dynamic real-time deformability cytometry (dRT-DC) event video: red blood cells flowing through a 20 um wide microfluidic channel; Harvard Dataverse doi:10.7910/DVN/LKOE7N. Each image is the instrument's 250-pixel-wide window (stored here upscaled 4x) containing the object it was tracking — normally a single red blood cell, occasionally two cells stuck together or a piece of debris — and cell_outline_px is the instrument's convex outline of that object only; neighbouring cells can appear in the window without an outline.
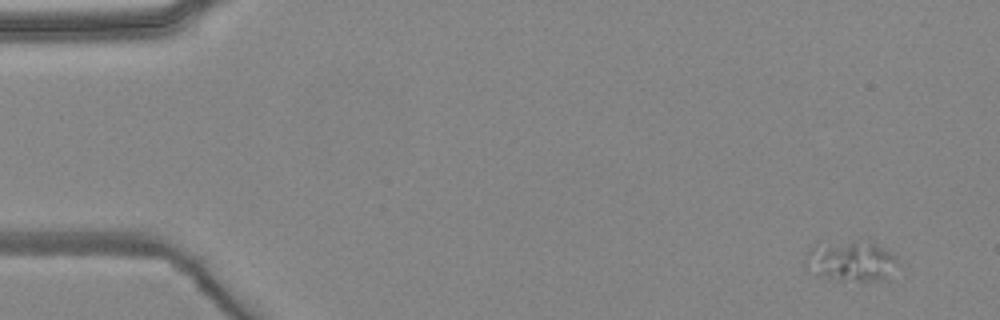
{"species": "common noctule bat (a hibernating species)", "species_latin": "Nyctalus noctula", "temperature_condition": "warm", "stored_images_in_passage": 5, "camera_frame_rate_fps": 3000, "um_per_image_px": 0.085, "animal": {"sex": "female", "body_mass_g": 24.6, "forearm_length_mm": 56.2}, "frame": {"image": 1, "passage_image": 1, "time_ms": 0.0, "image_size_px": [1000, 320], "cell_outline_px": [[900, 264], [884, 280], [836, 280], [816, 276], [804, 264], [804, 256], [808, 248], [852, 240], [872, 240], [896, 256]], "centroid_in_image_um": [72.36, 22.18], "position_along_channel_um": 12.6, "area_um2": 22.08}}
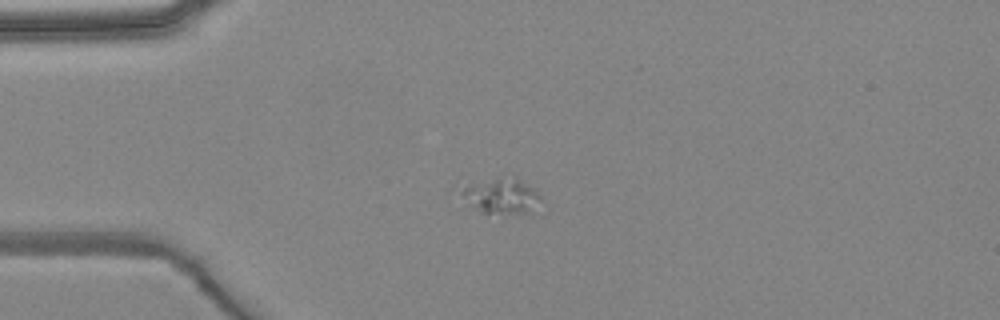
{"frame": {"image": 2, "passage_image": 4, "time_ms": 3.333, "image_size_px": [1000, 320], "cell_outline_px": [[540, 196], [528, 212], [480, 212], [464, 208], [460, 192], [460, 188], [468, 184], [504, 172], [516, 176], [532, 188]], "centroid_in_image_um": [42.41, 16.56], "position_along_channel_um": 42.6, "area_um2": 16.99}}